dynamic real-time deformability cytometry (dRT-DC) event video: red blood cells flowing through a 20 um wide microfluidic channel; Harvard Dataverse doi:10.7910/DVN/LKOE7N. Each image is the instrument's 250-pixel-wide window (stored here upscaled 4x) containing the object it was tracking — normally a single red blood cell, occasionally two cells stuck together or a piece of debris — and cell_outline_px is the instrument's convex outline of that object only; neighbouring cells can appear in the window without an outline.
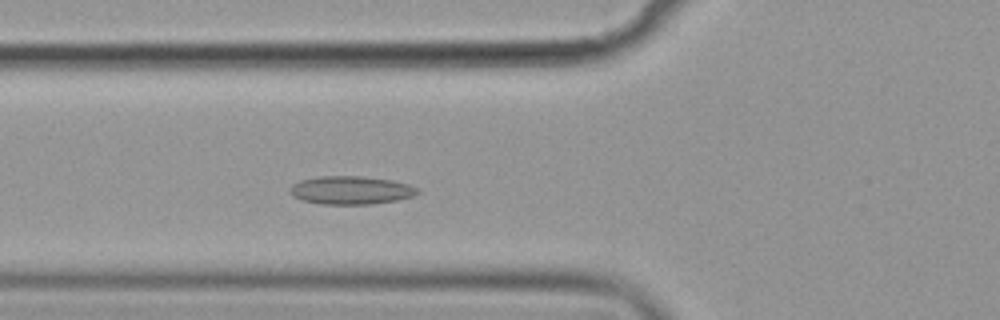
{"species": "common noctule bat (a hibernating species)", "species_latin": "Nyctalus noctula", "temperature_condition": "cold", "stored_images_in_passage": 51, "camera_frame_rate_fps": 3000, "um_per_image_px": 0.085, "animal": {"sex": "female", "body_mass_g": 19.9}, "frame": {"image": 1, "passage_image": 16, "time_ms": 5.0, "image_size_px": [1000, 320], "cell_outline_px": [[420, 192], [412, 196], [396, 200], [372, 204], [320, 204], [300, 200], [292, 196], [288, 192], [288, 188], [292, 184], [300, 180], [320, 176], [360, 176], [392, 180], [408, 184], [416, 188]], "centroid_in_image_um": [29.76, 16.17], "position_along_channel_um": 96.0, "area_um2": 21.1}}
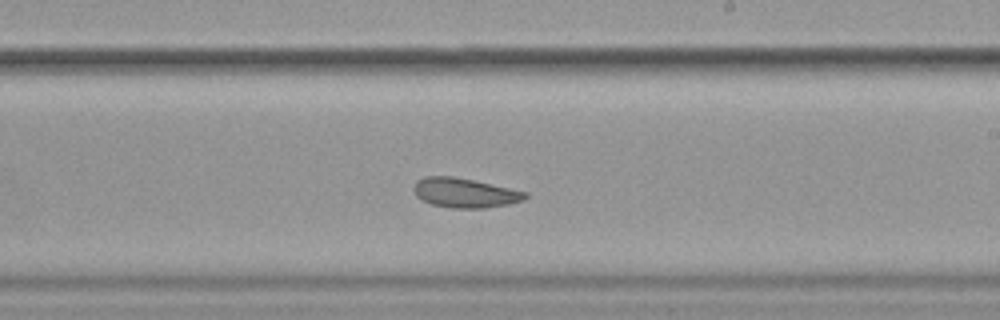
{"frame": {"image": 2, "passage_image": 29, "time_ms": 9.333, "image_size_px": [1000, 320], "cell_outline_px": [[528, 196], [524, 200], [508, 204], [484, 208], [452, 208], [432, 204], [420, 200], [416, 196], [412, 188], [416, 180], [424, 176], [452, 176], [472, 180], [528, 192]], "centroid_in_image_um": [39.47, 16.39], "position_along_channel_um": 249.5, "area_um2": 19.25}}
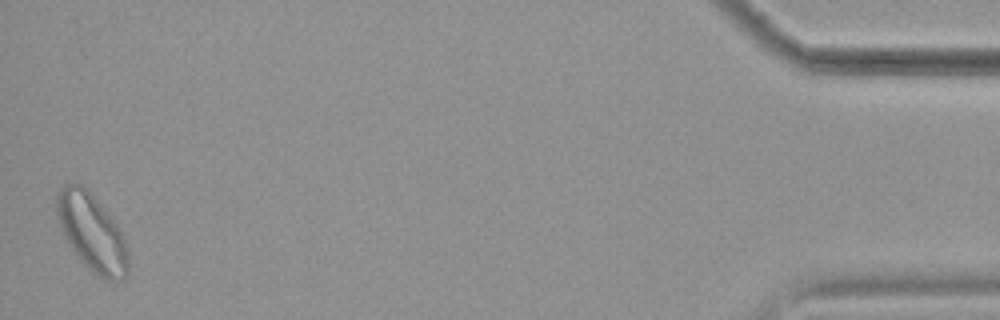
{"frame": {"image": 3, "passage_image": 51, "time_ms": 16.667, "image_size_px": [1000, 320], "cell_outline_px": [[128, 276], [124, 280], [116, 284], [104, 280], [92, 272], [80, 260], [72, 248], [60, 228], [56, 212], [56, 196], [60, 188], [68, 184], [80, 184], [88, 188], [116, 224], [124, 236], [128, 248]], "centroid_in_image_um": [7.85, 19.82], "position_along_channel_um": 427.4, "area_um2": 32.48}, "authors_computed_cell_mechanics": {"area_um2": 21.4438, "velocity_mm_per_s": 3.5443, "shape_relaxation_time_tau1_ms": null, "shape_relaxation_time_tau2_ms": 4.5658, "deformation_change_tau1": null, "deformation_change_tau2": 0.1049}}